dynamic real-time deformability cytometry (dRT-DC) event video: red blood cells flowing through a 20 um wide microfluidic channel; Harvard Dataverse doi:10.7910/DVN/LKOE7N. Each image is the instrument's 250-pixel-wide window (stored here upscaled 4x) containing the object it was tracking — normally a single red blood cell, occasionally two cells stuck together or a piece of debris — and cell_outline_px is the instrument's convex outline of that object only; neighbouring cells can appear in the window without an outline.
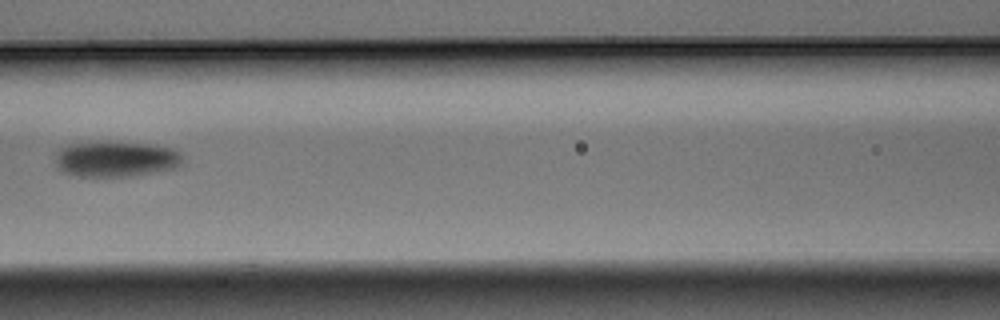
{"species": "Egyptian fruit bat (a non-hibernating species)", "species_latin": "Rousettus aegyptiacus", "temperature_condition": "warm", "stored_images_in_passage": 6, "camera_frame_rate_fps": 3000, "um_per_image_px": 0.085, "animal": {"sex": "male"}, "frame": {"image": 1, "passage_image": 6, "time_ms": 1.667, "image_size_px": [1000, 320], "cell_outline_px": [[184, 156], [180, 164], [176, 168], [132, 176], [80, 176], [64, 172], [56, 168], [56, 156], [60, 148], [68, 144], [108, 140], [156, 144], [172, 148], [180, 152]], "centroid_in_image_um": [9.87, 13.48], "position_along_channel_um": 156.7, "area_um2": 27.05}}